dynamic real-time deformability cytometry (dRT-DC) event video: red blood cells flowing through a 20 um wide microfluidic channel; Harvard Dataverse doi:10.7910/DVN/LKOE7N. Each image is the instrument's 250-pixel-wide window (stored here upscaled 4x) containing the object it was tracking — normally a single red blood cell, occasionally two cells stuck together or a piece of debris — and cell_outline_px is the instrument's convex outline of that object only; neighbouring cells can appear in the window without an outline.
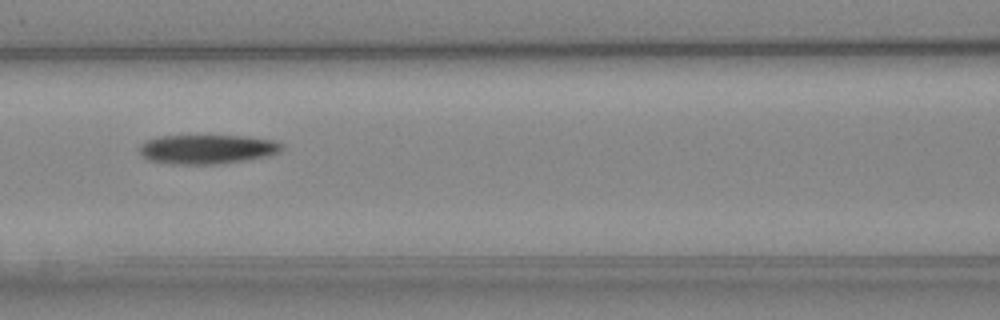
{"species": "Egyptian fruit bat (a non-hibernating species)", "species_latin": "Rousettus aegyptiacus", "temperature_condition": "cold", "stored_images_in_passage": 6, "camera_frame_rate_fps": 3000, "um_per_image_px": 0.085, "animal": {"sex": "female"}, "frame": {"image": 1, "passage_image": 6, "time_ms": 6.667, "image_size_px": [1000, 320], "cell_outline_px": [[284, 148], [280, 152], [268, 156], [244, 160], [216, 164], [168, 164], [148, 160], [140, 156], [140, 144], [144, 140], [160, 136], [244, 136], [276, 140], [284, 144]], "centroid_in_image_um": [17.6, 12.68], "position_along_channel_um": 149.0, "area_um2": 24.57}}